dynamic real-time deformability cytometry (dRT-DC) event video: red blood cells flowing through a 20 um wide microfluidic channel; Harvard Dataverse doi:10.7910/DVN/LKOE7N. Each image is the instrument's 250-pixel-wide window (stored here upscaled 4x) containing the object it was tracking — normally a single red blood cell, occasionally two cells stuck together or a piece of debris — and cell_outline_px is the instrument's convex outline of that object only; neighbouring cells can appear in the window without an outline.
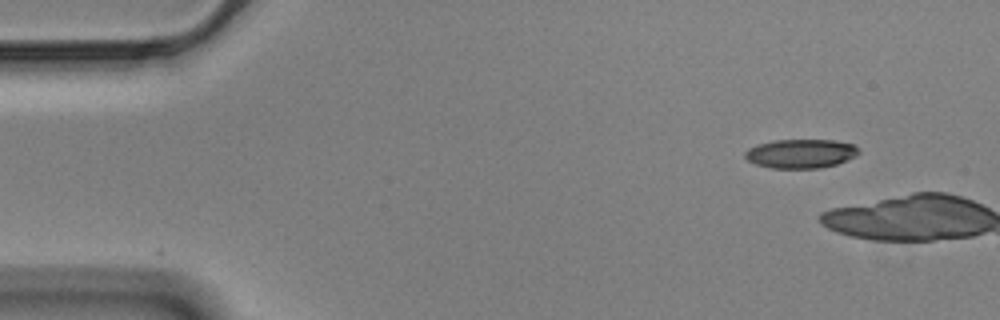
{"species": "Egyptian fruit bat (a non-hibernating species)", "species_latin": "Rousettus aegyptiacus", "temperature_condition": "cold", "stored_images_in_passage": 2, "camera_frame_rate_fps": 3000, "um_per_image_px": 0.085, "animal": {"sex": "male"}, "frame": {"image": 1, "passage_image": 1, "time_ms": 0.0, "image_size_px": [1000, 320], "cell_outline_px": [[860, 152], [856, 156], [836, 164], [820, 168], [772, 168], [756, 164], [748, 160], [744, 156], [744, 152], [748, 148], [756, 144], [776, 140], [832, 140], [852, 144], [860, 148]], "centroid_in_image_um": [68.06, 13.05], "position_along_channel_um": 16.9, "area_um2": 19.25}}